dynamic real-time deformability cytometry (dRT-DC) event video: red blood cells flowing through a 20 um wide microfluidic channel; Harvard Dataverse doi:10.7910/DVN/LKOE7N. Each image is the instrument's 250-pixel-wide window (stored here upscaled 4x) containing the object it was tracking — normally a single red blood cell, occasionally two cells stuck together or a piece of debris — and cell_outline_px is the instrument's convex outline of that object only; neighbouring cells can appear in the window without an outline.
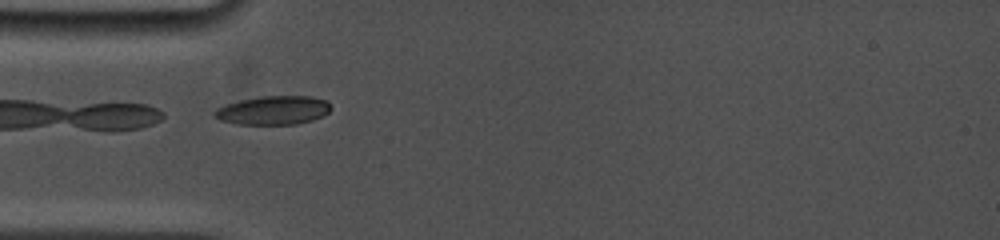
{"species": "common noctule bat (a hibernating species)", "species_latin": "Nyctalus noctula", "temperature_condition": "cold", "stored_images_in_passage": 36, "camera_frame_rate_fps": 5000, "um_per_image_px": 0.085, "animal": {"sex": "female", "body_mass_g": 19.0, "forearm_length_mm": 53.3}, "frame": {"image": 1, "passage_image": 2, "time_ms": 0.2, "image_size_px": [1000, 240], "cell_outline_px": [[332, 108], [324, 116], [312, 120], [296, 124], [236, 124], [220, 120], [212, 112], [216, 108], [224, 104], [240, 100], [260, 96], [312, 96], [328, 100]], "centroid_in_image_um": [23.25, 9.36], "position_along_channel_um": 61.8, "area_um2": 19.71}}
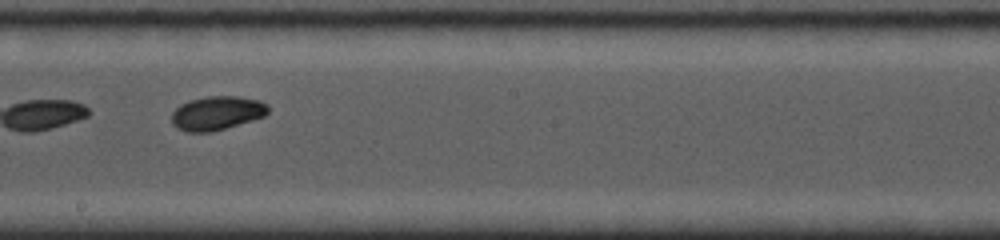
{"frame": {"image": 2, "passage_image": 20, "time_ms": 4.6, "image_size_px": [1000, 240], "cell_outline_px": [[268, 112], [264, 116], [252, 120], [212, 132], [184, 132], [176, 128], [172, 124], [172, 112], [180, 104], [192, 100], [208, 96], [236, 96], [260, 100], [268, 104]], "centroid_in_image_um": [18.42, 9.62], "position_along_channel_um": 229.8, "area_um2": 19.07}}
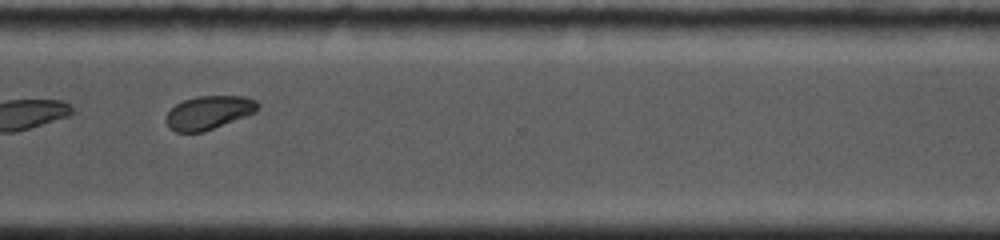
{"frame": {"image": 3, "passage_image": 28, "time_ms": 7.8, "image_size_px": [1000, 240], "cell_outline_px": [[260, 108], [256, 112], [204, 132], [176, 132], [168, 128], [164, 120], [168, 112], [176, 104], [184, 100], [196, 96], [244, 96], [256, 100], [260, 104]], "centroid_in_image_um": [17.74, 9.57], "position_along_channel_um": 352.9, "area_um2": 18.09}, "authors_computed_cell_mechanics": {"area_um2": 19.0451, "velocity_mm_per_s": 3.8402, "shape_relaxation_time_tau1_ms": 2.6512, "shape_relaxation_time_tau2_ms": 8.4478, "deformation_change_tau1": 0.1049, "deformation_change_tau2": 0.0737}}